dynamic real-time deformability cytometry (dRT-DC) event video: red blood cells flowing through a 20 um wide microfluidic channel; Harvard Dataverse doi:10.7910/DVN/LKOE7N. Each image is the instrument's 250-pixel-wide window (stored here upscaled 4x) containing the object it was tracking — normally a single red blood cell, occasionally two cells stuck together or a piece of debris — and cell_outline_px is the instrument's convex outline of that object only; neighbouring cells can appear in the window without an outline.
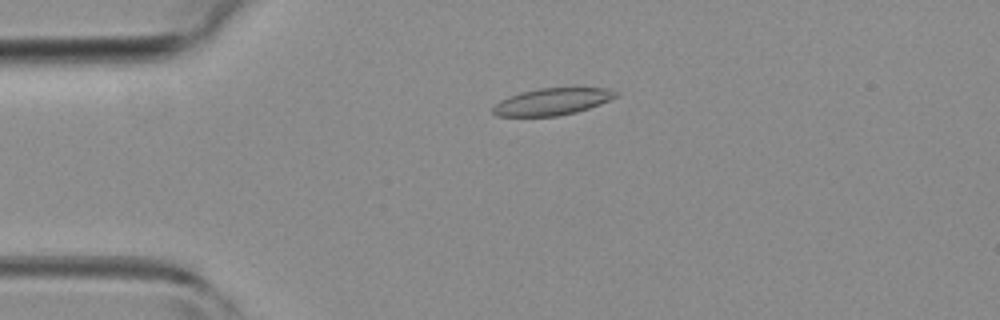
{"species": "common noctule bat (a hibernating species)", "species_latin": "Nyctalus noctula", "temperature_condition": "room temperature", "stored_images_in_passage": 5, "camera_frame_rate_fps": 3000, "um_per_image_px": 0.085, "animal": {"sex": "female", "body_mass_g": 19.3, "forearm_length_mm": 54.1}, "frame": {"image": 1, "passage_image": 3, "time_ms": 2.333, "image_size_px": [1000, 320], "cell_outline_px": [[616, 96], [600, 104], [576, 112], [556, 116], [496, 116], [492, 112], [492, 108], [500, 100], [508, 96], [520, 92], [540, 88], [608, 88], [616, 92]], "centroid_in_image_um": [46.88, 8.64], "position_along_channel_um": 38.1, "area_um2": 19.07}}
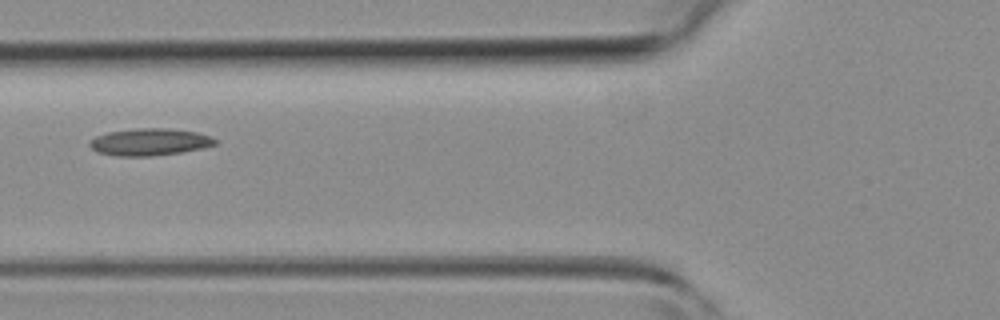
{"frame": {"image": 2, "passage_image": 5, "time_ms": 4.667, "image_size_px": [1000, 320], "cell_outline_px": [[216, 144], [200, 148], [180, 152], [152, 156], [116, 156], [96, 152], [88, 144], [88, 140], [96, 136], [108, 132], [136, 128], [164, 128], [196, 132], [208, 136], [216, 140]], "centroid_in_image_um": [12.64, 12.07], "position_along_channel_um": 113.2, "area_um2": 19.65}}